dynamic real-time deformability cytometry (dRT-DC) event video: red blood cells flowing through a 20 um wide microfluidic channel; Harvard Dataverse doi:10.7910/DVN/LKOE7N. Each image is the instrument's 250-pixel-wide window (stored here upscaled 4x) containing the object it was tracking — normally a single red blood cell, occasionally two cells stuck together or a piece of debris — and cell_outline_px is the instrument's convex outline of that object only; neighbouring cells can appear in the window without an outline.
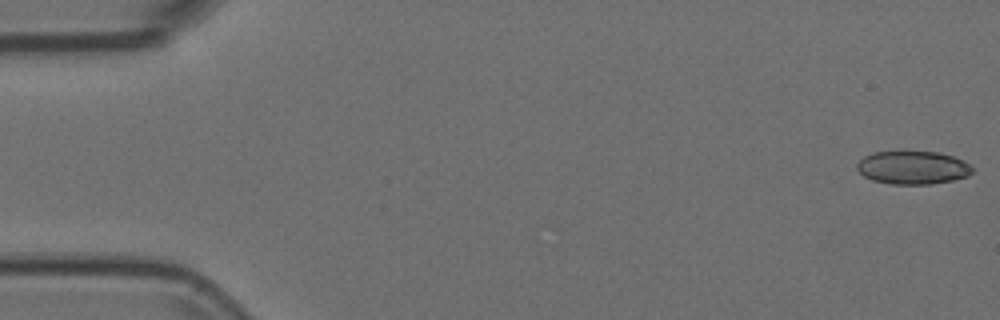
{"species": "Egyptian fruit bat (a non-hibernating species)", "species_latin": "Rousettus aegyptiacus", "temperature_condition": "room temperature", "stored_images_in_passage": 14, "camera_frame_rate_fps": 3000, "um_per_image_px": 0.085, "animal": {"sex": "female"}, "frame": {"image": 1, "passage_image": 1, "time_ms": 0.0, "image_size_px": [1000, 320], "cell_outline_px": [[972, 172], [968, 176], [952, 180], [932, 184], [892, 184], [872, 180], [864, 176], [856, 168], [856, 164], [864, 156], [872, 152], [904, 148], [940, 152], [952, 156], [968, 164], [972, 168]], "centroid_in_image_um": [77.53, 14.19], "position_along_channel_um": 7.5, "area_um2": 23.12}}
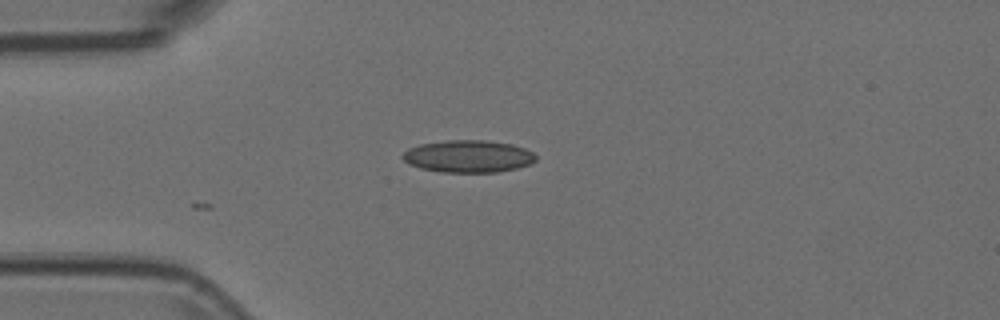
{"frame": {"image": 2, "passage_image": 14, "time_ms": 4.333, "image_size_px": [1000, 320], "cell_outline_px": [[536, 160], [528, 164], [516, 168], [496, 172], [440, 172], [420, 168], [408, 164], [400, 156], [408, 148], [420, 144], [448, 140], [488, 140], [512, 144], [524, 148], [532, 152], [536, 156]], "centroid_in_image_um": [39.77, 13.28], "position_along_channel_um": 45.2, "area_um2": 25.09}}